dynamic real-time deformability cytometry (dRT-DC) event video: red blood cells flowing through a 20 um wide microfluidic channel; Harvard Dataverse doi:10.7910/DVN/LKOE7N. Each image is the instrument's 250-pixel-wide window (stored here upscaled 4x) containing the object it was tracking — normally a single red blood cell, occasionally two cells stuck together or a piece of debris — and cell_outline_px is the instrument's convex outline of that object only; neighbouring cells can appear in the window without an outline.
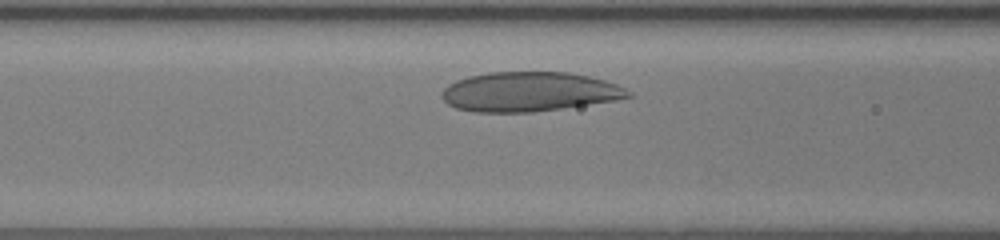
{"species": "human", "species_latin": "Homo sapiens", "temperature_condition": "room temperature", "stored_images_in_passage": 27, "camera_frame_rate_fps": 3000, "um_per_image_px": 0.085, "donor": {"sex": "female"}, "frame": {"image": 1, "passage_image": 7, "time_ms": 2.0, "image_size_px": [1000, 240], "cell_outline_px": [[632, 96], [616, 100], [532, 112], [472, 112], [456, 108], [448, 104], [440, 96], [440, 92], [448, 84], [456, 80], [468, 76], [488, 72], [568, 72], [588, 76], [604, 80], [616, 84], [632, 92]], "centroid_in_image_um": [44.94, 7.79], "position_along_channel_um": 121.7, "area_um2": 42.95}}
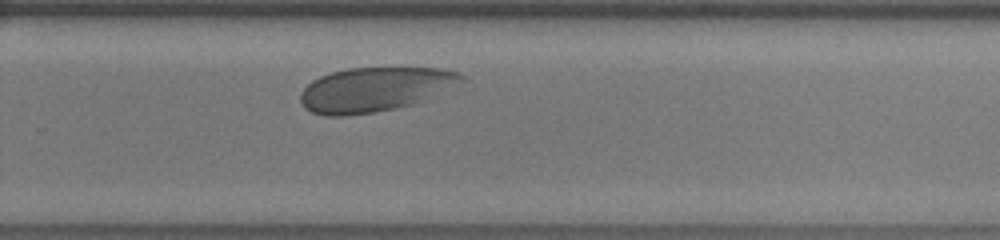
{"frame": {"image": 2, "passage_image": 20, "time_ms": 6.333, "image_size_px": [1000, 240], "cell_outline_px": [[468, 92], [396, 108], [372, 112], [344, 116], [324, 116], [312, 112], [304, 108], [300, 100], [300, 92], [312, 80], [320, 76], [332, 72], [348, 68], [440, 68], [460, 72], [468, 76]], "centroid_in_image_um": [32.22, 7.6], "position_along_channel_um": 297.6, "area_um2": 44.1}}
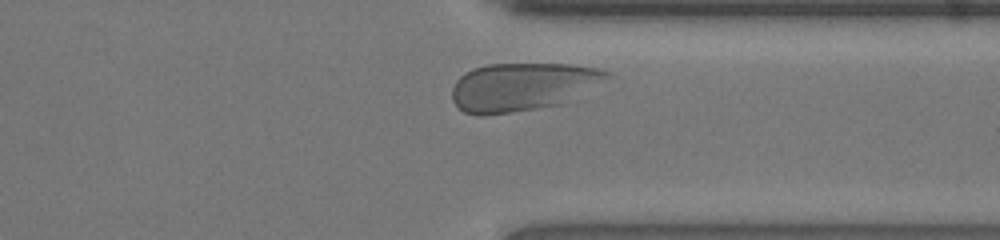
{"frame": {"image": 3, "passage_image": 25, "time_ms": 8.0, "image_size_px": [1000, 240], "cell_outline_px": [[616, 76], [564, 104], [512, 112], [484, 116], [476, 116], [464, 112], [452, 100], [452, 88], [456, 80], [464, 72], [472, 68], [488, 64], [572, 64], [600, 68], [612, 72]], "centroid_in_image_um": [44.48, 7.37], "position_along_channel_um": 366.9, "area_um2": 44.33}, "authors_computed_cell_mechanics": {"area_um2": 44.0436, "velocity_mm_per_s": 4.0625, "shape_relaxation_time_tau1_ms": 5.2116, "shape_relaxation_time_tau2_ms": null, "deformation_change_tau1": 0.1183, "deformation_change_tau2": null}}